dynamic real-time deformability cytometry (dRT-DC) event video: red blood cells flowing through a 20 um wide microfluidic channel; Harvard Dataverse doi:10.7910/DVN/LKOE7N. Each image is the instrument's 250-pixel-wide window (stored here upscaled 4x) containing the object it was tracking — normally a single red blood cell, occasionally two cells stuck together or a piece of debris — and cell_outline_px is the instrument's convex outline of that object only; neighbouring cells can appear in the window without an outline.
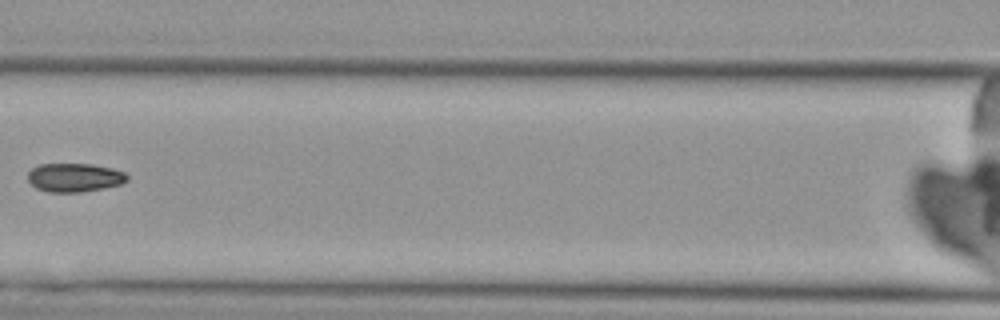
{"species": "Egyptian fruit bat (a non-hibernating species)", "species_latin": "Rousettus aegyptiacus", "temperature_condition": "cold", "stored_images_in_passage": 8, "camera_frame_rate_fps": 3000, "um_per_image_px": 0.085, "animal": {"sex": "female"}, "frame": {"image": 1, "passage_image": 8, "time_ms": 8.0, "image_size_px": [1000, 320], "cell_outline_px": [[128, 180], [120, 184], [104, 188], [80, 192], [48, 192], [36, 188], [28, 180], [28, 172], [32, 168], [40, 164], [92, 164], [112, 168], [124, 172], [128, 176]], "centroid_in_image_um": [6.33, 15.09], "position_along_channel_um": 160.3, "area_um2": 16.59}}